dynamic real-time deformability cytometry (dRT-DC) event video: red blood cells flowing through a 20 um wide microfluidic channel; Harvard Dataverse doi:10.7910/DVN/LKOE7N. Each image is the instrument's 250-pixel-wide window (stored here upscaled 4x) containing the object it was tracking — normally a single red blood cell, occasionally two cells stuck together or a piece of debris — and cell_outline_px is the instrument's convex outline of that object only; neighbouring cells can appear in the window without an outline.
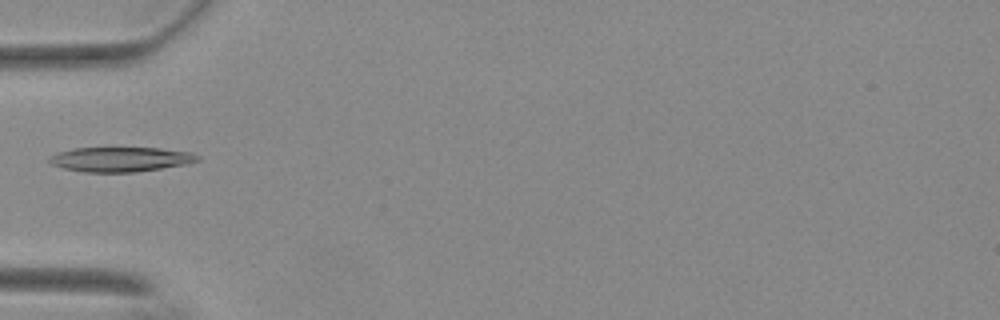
{"species": "Egyptian fruit bat (a non-hibernating species)", "species_latin": "Rousettus aegyptiacus", "temperature_condition": "warm", "stored_images_in_passage": 25, "camera_frame_rate_fps": 3000, "um_per_image_px": 0.085, "animal": {"sex": "female"}, "frame": {"image": 1, "passage_image": 1, "time_ms": 0.0, "image_size_px": [1000, 320], "cell_outline_px": [[200, 160], [188, 164], [136, 172], [84, 172], [64, 168], [52, 164], [48, 160], [48, 156], [60, 152], [76, 148], [160, 148], [192, 152], [200, 156]], "centroid_in_image_um": [10.3, 13.54], "position_along_channel_um": 74.7, "area_um2": 21.33}}
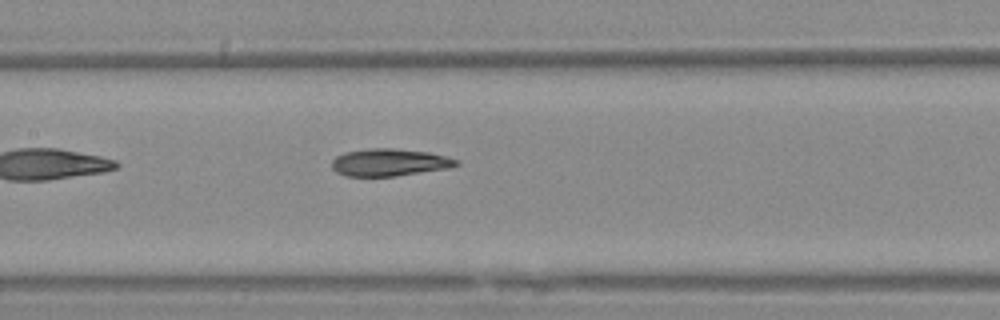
{"frame": {"image": 2, "passage_image": 9, "time_ms": 2.667, "image_size_px": [1000, 320], "cell_outline_px": [[460, 164], [444, 168], [392, 176], [348, 176], [336, 172], [332, 168], [332, 160], [336, 156], [344, 152], [372, 148], [396, 148], [428, 152], [460, 160]], "centroid_in_image_um": [33.05, 13.79], "position_along_channel_um": 174.3, "area_um2": 19.54}}
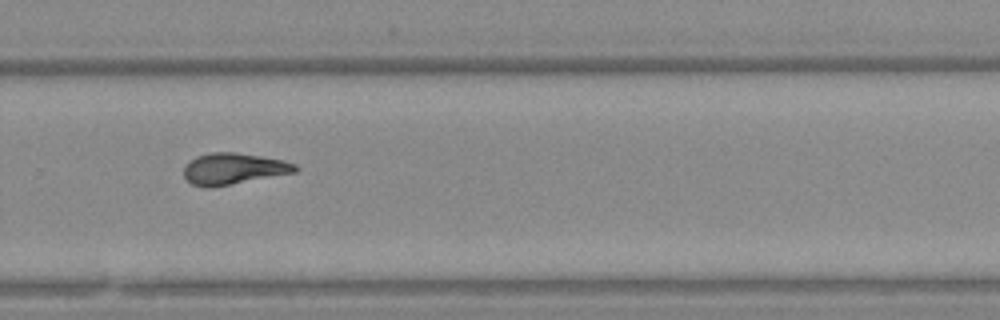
{"frame": {"image": 3, "passage_image": 20, "time_ms": 6.333, "image_size_px": [1000, 320], "cell_outline_px": [[296, 172], [208, 188], [192, 184], [184, 176], [184, 168], [196, 156], [212, 152], [236, 152], [284, 160], [296, 164]], "centroid_in_image_um": [19.84, 14.33], "position_along_channel_um": 310.0, "area_um2": 20.0}}